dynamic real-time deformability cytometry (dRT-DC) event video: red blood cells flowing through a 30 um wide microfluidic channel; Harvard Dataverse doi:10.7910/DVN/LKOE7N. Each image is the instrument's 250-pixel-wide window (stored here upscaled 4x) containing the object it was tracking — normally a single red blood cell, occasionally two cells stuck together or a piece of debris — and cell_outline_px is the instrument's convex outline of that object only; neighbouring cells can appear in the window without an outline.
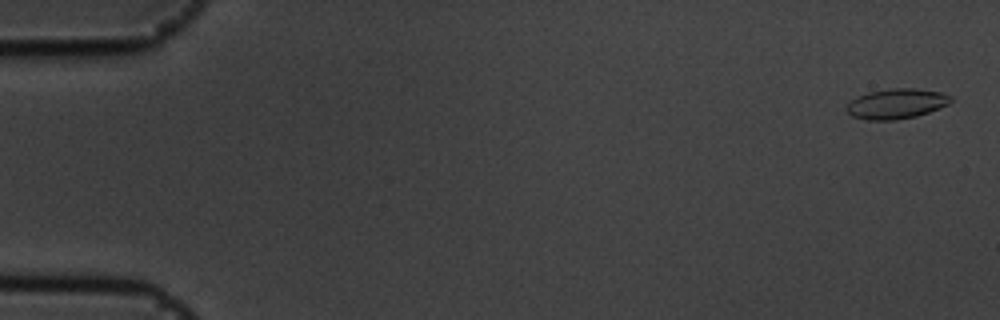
{"species": "common noctule bat (a hibernating species)", "species_latin": "Nyctalus noctula", "temperature_condition": "cold", "stored_images_in_passage": 57, "camera_frame_rate_fps": 3000, "um_per_image_px": 0.085, "animal": {"sex": "male", "body_mass_g": 19.5, "forearm_length_mm": 54.6}, "frame": {"image": 1, "passage_image": 2, "time_ms": 0.333, "image_size_px": [1000, 320], "cell_outline_px": [[952, 100], [948, 104], [928, 112], [916, 116], [896, 120], [868, 120], [852, 116], [844, 108], [852, 100], [868, 92], [888, 88], [916, 88], [940, 92], [952, 96]], "centroid_in_image_um": [76.19, 8.81], "position_along_channel_um": 8.8, "area_um2": 18.21}}
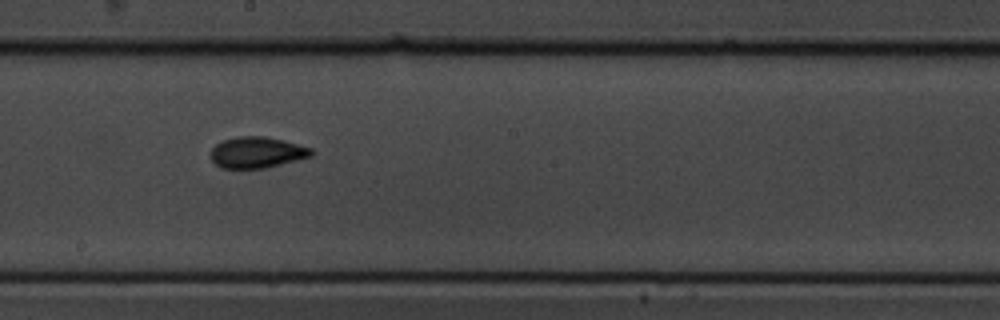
{"frame": {"image": 2, "passage_image": 32, "time_ms": 10.333, "image_size_px": [1000, 320], "cell_outline_px": [[312, 156], [264, 168], [220, 168], [212, 160], [212, 148], [216, 144], [224, 140], [236, 136], [264, 136], [284, 140], [312, 148]], "centroid_in_image_um": [21.84, 12.94], "position_along_channel_um": 226.4, "area_um2": 18.09}}
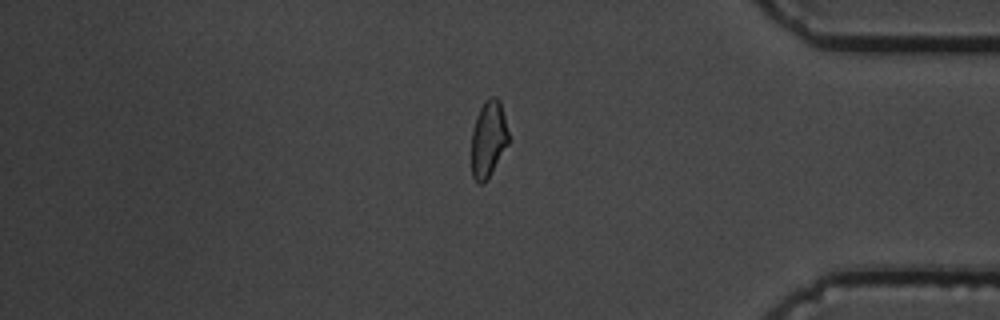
{"frame": {"image": 3, "passage_image": 48, "time_ms": 15.667, "image_size_px": [1000, 320], "cell_outline_px": [[508, 144], [484, 184], [480, 184], [472, 176], [472, 128], [476, 116], [484, 100], [488, 96], [496, 96], [500, 100], [508, 132]], "centroid_in_image_um": [41.5, 11.77], "position_along_channel_um": 393.7, "area_um2": 16.47}, "authors_computed_cell_mechanics": {"area_um2": 17.8024, "velocity_mm_per_s": 3.5872, "shape_relaxation_time_tau1_ms": 5.0885, "shape_relaxation_time_tau2_ms": 1.9796, "deformation_change_tau1": 0.1187, "deformation_change_tau2": 0.0669}}